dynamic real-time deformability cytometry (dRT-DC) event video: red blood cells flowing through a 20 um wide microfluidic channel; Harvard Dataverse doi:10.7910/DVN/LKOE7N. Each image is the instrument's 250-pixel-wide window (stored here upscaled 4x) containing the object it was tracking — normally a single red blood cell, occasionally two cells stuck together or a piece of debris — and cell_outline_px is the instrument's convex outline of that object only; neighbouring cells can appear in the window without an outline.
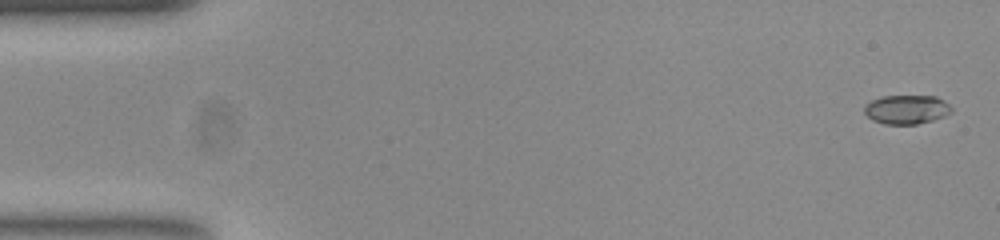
{"species": "common noctule bat (a hibernating species)", "species_latin": "Nyctalus noctula", "temperature_condition": "room temperature", "stored_images_in_passage": 53, "camera_frame_rate_fps": 3000, "um_per_image_px": 0.085, "animal": {"sex": "female", "body_mass_g": 23.0, "forearm_length_mm": 53.4}, "frame": {"image": 1, "passage_image": 2, "time_ms": 0.333, "image_size_px": [1000, 240], "cell_outline_px": [[952, 112], [944, 116], [932, 120], [916, 124], [884, 124], [872, 120], [864, 112], [864, 104], [872, 100], [884, 96], [936, 96], [944, 100], [952, 108]], "centroid_in_image_um": [77.05, 9.3], "position_along_channel_um": 7.9, "area_um2": 14.74}}
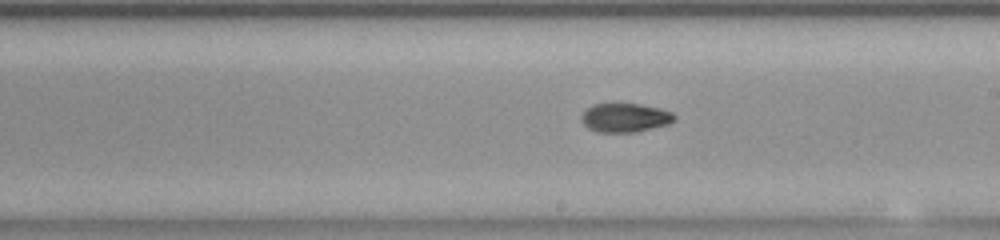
{"frame": {"image": 2, "passage_image": 30, "time_ms": 9.667, "image_size_px": [1000, 240], "cell_outline_px": [[676, 116], [668, 124], [636, 132], [596, 132], [588, 128], [580, 120], [580, 116], [592, 104], [640, 104], [660, 108], [672, 112]], "centroid_in_image_um": [53.1, 10.0], "position_along_channel_um": 235.9, "area_um2": 15.61}}
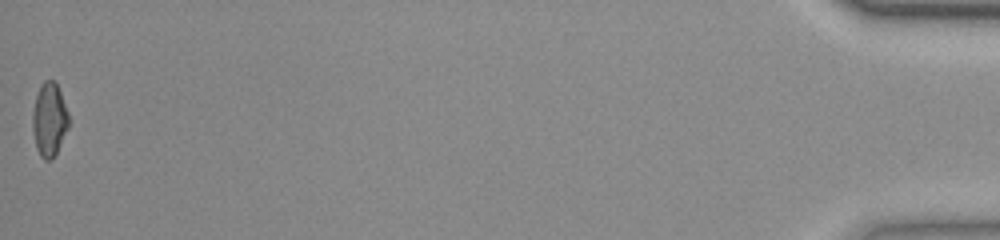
{"frame": {"image": 3, "passage_image": 53, "time_ms": 17.333, "image_size_px": [1000, 240], "cell_outline_px": [[68, 128], [52, 160], [44, 160], [40, 156], [36, 148], [32, 128], [32, 112], [36, 96], [40, 84], [44, 80], [52, 80], [56, 84], [60, 92], [68, 112]], "centroid_in_image_um": [4.17, 10.17], "position_along_channel_um": 431.0, "area_um2": 15.43}, "authors_computed_cell_mechanics": {"area_um2": 15.2592, "velocity_mm_per_s": 3.8932, "shape_relaxation_time_tau1_ms": 6.9951, "shape_relaxation_time_tau2_ms": 3.8199, "deformation_change_tau1": 0.2044, "deformation_change_tau2": 0.0883}}